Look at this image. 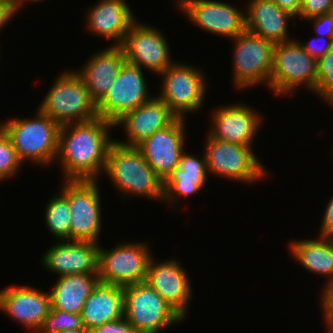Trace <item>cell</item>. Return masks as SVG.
Returning a JSON list of instances; mask_svg holds the SVG:
<instances>
[{"label":"cell","mask_w":333,"mask_h":333,"mask_svg":"<svg viewBox=\"0 0 333 333\" xmlns=\"http://www.w3.org/2000/svg\"><path fill=\"white\" fill-rule=\"evenodd\" d=\"M126 0H98L86 10L85 27L94 36L120 46L131 25L137 20Z\"/></svg>","instance_id":"44dd1931"},{"label":"cell","mask_w":333,"mask_h":333,"mask_svg":"<svg viewBox=\"0 0 333 333\" xmlns=\"http://www.w3.org/2000/svg\"><path fill=\"white\" fill-rule=\"evenodd\" d=\"M328 199L327 206L325 207V212L323 214L321 225H320V235L319 237H330L333 234V196Z\"/></svg>","instance_id":"74e56055"},{"label":"cell","mask_w":333,"mask_h":333,"mask_svg":"<svg viewBox=\"0 0 333 333\" xmlns=\"http://www.w3.org/2000/svg\"><path fill=\"white\" fill-rule=\"evenodd\" d=\"M176 7L194 26L233 39L246 30L245 7L217 0H176ZM243 11V12H242Z\"/></svg>","instance_id":"5bb4252c"},{"label":"cell","mask_w":333,"mask_h":333,"mask_svg":"<svg viewBox=\"0 0 333 333\" xmlns=\"http://www.w3.org/2000/svg\"><path fill=\"white\" fill-rule=\"evenodd\" d=\"M333 0H302L298 19L307 20L329 12Z\"/></svg>","instance_id":"1f68e13d"},{"label":"cell","mask_w":333,"mask_h":333,"mask_svg":"<svg viewBox=\"0 0 333 333\" xmlns=\"http://www.w3.org/2000/svg\"><path fill=\"white\" fill-rule=\"evenodd\" d=\"M98 180H63L59 192L68 200L70 240L100 243L101 193Z\"/></svg>","instance_id":"9c48e42d"},{"label":"cell","mask_w":333,"mask_h":333,"mask_svg":"<svg viewBox=\"0 0 333 333\" xmlns=\"http://www.w3.org/2000/svg\"><path fill=\"white\" fill-rule=\"evenodd\" d=\"M103 175L124 199L138 196L162 202L163 180L137 147L121 145L115 140L109 147Z\"/></svg>","instance_id":"7a4b0ae2"},{"label":"cell","mask_w":333,"mask_h":333,"mask_svg":"<svg viewBox=\"0 0 333 333\" xmlns=\"http://www.w3.org/2000/svg\"><path fill=\"white\" fill-rule=\"evenodd\" d=\"M324 38V39H323ZM323 39V40H321ZM302 48L317 61L323 57L333 46V39L323 36H316L308 40V42H302L296 38ZM321 41V42H320ZM317 42V43H316ZM322 43V44H320Z\"/></svg>","instance_id":"d6a6232c"},{"label":"cell","mask_w":333,"mask_h":333,"mask_svg":"<svg viewBox=\"0 0 333 333\" xmlns=\"http://www.w3.org/2000/svg\"><path fill=\"white\" fill-rule=\"evenodd\" d=\"M189 273L178 258L171 257L159 262L152 257L145 281L172 306L184 319L189 314L193 296Z\"/></svg>","instance_id":"2e32d148"},{"label":"cell","mask_w":333,"mask_h":333,"mask_svg":"<svg viewBox=\"0 0 333 333\" xmlns=\"http://www.w3.org/2000/svg\"><path fill=\"white\" fill-rule=\"evenodd\" d=\"M313 23L314 33L318 36L328 37L333 39V18L329 13L322 14L310 19H307Z\"/></svg>","instance_id":"d590c367"},{"label":"cell","mask_w":333,"mask_h":333,"mask_svg":"<svg viewBox=\"0 0 333 333\" xmlns=\"http://www.w3.org/2000/svg\"><path fill=\"white\" fill-rule=\"evenodd\" d=\"M314 94L333 109V46L317 61V83Z\"/></svg>","instance_id":"f546056e"},{"label":"cell","mask_w":333,"mask_h":333,"mask_svg":"<svg viewBox=\"0 0 333 333\" xmlns=\"http://www.w3.org/2000/svg\"><path fill=\"white\" fill-rule=\"evenodd\" d=\"M205 138L203 153L208 174L247 185L268 178L269 171L252 146L221 141L208 134Z\"/></svg>","instance_id":"5b68a950"},{"label":"cell","mask_w":333,"mask_h":333,"mask_svg":"<svg viewBox=\"0 0 333 333\" xmlns=\"http://www.w3.org/2000/svg\"><path fill=\"white\" fill-rule=\"evenodd\" d=\"M233 43V85L237 90L258 85L269 88L274 43L247 30L231 39Z\"/></svg>","instance_id":"30bf717a"},{"label":"cell","mask_w":333,"mask_h":333,"mask_svg":"<svg viewBox=\"0 0 333 333\" xmlns=\"http://www.w3.org/2000/svg\"><path fill=\"white\" fill-rule=\"evenodd\" d=\"M124 318L139 333H160L184 319L146 281L123 286Z\"/></svg>","instance_id":"ba28073f"},{"label":"cell","mask_w":333,"mask_h":333,"mask_svg":"<svg viewBox=\"0 0 333 333\" xmlns=\"http://www.w3.org/2000/svg\"><path fill=\"white\" fill-rule=\"evenodd\" d=\"M16 14L18 10L15 0H0V31L8 26Z\"/></svg>","instance_id":"8d00e7d4"},{"label":"cell","mask_w":333,"mask_h":333,"mask_svg":"<svg viewBox=\"0 0 333 333\" xmlns=\"http://www.w3.org/2000/svg\"><path fill=\"white\" fill-rule=\"evenodd\" d=\"M51 309L50 293L35 289L30 284L14 285L0 290V312L37 332Z\"/></svg>","instance_id":"d6986e66"},{"label":"cell","mask_w":333,"mask_h":333,"mask_svg":"<svg viewBox=\"0 0 333 333\" xmlns=\"http://www.w3.org/2000/svg\"><path fill=\"white\" fill-rule=\"evenodd\" d=\"M50 293L51 309L81 314L85 300L100 282L98 274H71L56 278Z\"/></svg>","instance_id":"4316f807"},{"label":"cell","mask_w":333,"mask_h":333,"mask_svg":"<svg viewBox=\"0 0 333 333\" xmlns=\"http://www.w3.org/2000/svg\"><path fill=\"white\" fill-rule=\"evenodd\" d=\"M256 111L244 102L217 106L211 112L207 134L221 141L252 146L264 120V116Z\"/></svg>","instance_id":"9a60e30c"},{"label":"cell","mask_w":333,"mask_h":333,"mask_svg":"<svg viewBox=\"0 0 333 333\" xmlns=\"http://www.w3.org/2000/svg\"><path fill=\"white\" fill-rule=\"evenodd\" d=\"M88 59L83 67L74 70L85 84L91 99L98 104L114 83L125 62V54L121 46L110 44L96 53L93 52Z\"/></svg>","instance_id":"603a6c76"},{"label":"cell","mask_w":333,"mask_h":333,"mask_svg":"<svg viewBox=\"0 0 333 333\" xmlns=\"http://www.w3.org/2000/svg\"><path fill=\"white\" fill-rule=\"evenodd\" d=\"M40 1L42 2L43 0H15L18 12H20L21 8L25 7L27 3H32V2L37 3Z\"/></svg>","instance_id":"ab89813d"},{"label":"cell","mask_w":333,"mask_h":333,"mask_svg":"<svg viewBox=\"0 0 333 333\" xmlns=\"http://www.w3.org/2000/svg\"><path fill=\"white\" fill-rule=\"evenodd\" d=\"M58 333H90V331H61V332H58Z\"/></svg>","instance_id":"60d3db41"},{"label":"cell","mask_w":333,"mask_h":333,"mask_svg":"<svg viewBox=\"0 0 333 333\" xmlns=\"http://www.w3.org/2000/svg\"><path fill=\"white\" fill-rule=\"evenodd\" d=\"M194 65L180 61L177 63L175 59L171 66L159 74L162 84L156 96L165 102L178 118H186L188 113L197 114L204 106L208 78L202 68Z\"/></svg>","instance_id":"52a82bcc"},{"label":"cell","mask_w":333,"mask_h":333,"mask_svg":"<svg viewBox=\"0 0 333 333\" xmlns=\"http://www.w3.org/2000/svg\"><path fill=\"white\" fill-rule=\"evenodd\" d=\"M22 164L9 137L0 127V182L18 175Z\"/></svg>","instance_id":"4dcf8cb0"},{"label":"cell","mask_w":333,"mask_h":333,"mask_svg":"<svg viewBox=\"0 0 333 333\" xmlns=\"http://www.w3.org/2000/svg\"><path fill=\"white\" fill-rule=\"evenodd\" d=\"M43 97L38 110L59 126L93 120L97 104L75 70L62 71Z\"/></svg>","instance_id":"277c9868"},{"label":"cell","mask_w":333,"mask_h":333,"mask_svg":"<svg viewBox=\"0 0 333 333\" xmlns=\"http://www.w3.org/2000/svg\"><path fill=\"white\" fill-rule=\"evenodd\" d=\"M280 8L298 19L302 0H273Z\"/></svg>","instance_id":"f35d334b"},{"label":"cell","mask_w":333,"mask_h":333,"mask_svg":"<svg viewBox=\"0 0 333 333\" xmlns=\"http://www.w3.org/2000/svg\"><path fill=\"white\" fill-rule=\"evenodd\" d=\"M139 22L131 25L120 45L125 61L158 76L175 62L171 59L169 42L156 26Z\"/></svg>","instance_id":"4fadbf2b"},{"label":"cell","mask_w":333,"mask_h":333,"mask_svg":"<svg viewBox=\"0 0 333 333\" xmlns=\"http://www.w3.org/2000/svg\"><path fill=\"white\" fill-rule=\"evenodd\" d=\"M328 238L331 240V242L333 244V234L330 237H328Z\"/></svg>","instance_id":"7bdbcfd3"},{"label":"cell","mask_w":333,"mask_h":333,"mask_svg":"<svg viewBox=\"0 0 333 333\" xmlns=\"http://www.w3.org/2000/svg\"><path fill=\"white\" fill-rule=\"evenodd\" d=\"M119 242L111 249L99 246L98 276L101 283L126 286L146 279L154 256L148 242Z\"/></svg>","instance_id":"8fae6325"},{"label":"cell","mask_w":333,"mask_h":333,"mask_svg":"<svg viewBox=\"0 0 333 333\" xmlns=\"http://www.w3.org/2000/svg\"><path fill=\"white\" fill-rule=\"evenodd\" d=\"M100 243L79 240L56 241L43 253L42 267L58 277L71 274H98Z\"/></svg>","instance_id":"ac0fdd59"},{"label":"cell","mask_w":333,"mask_h":333,"mask_svg":"<svg viewBox=\"0 0 333 333\" xmlns=\"http://www.w3.org/2000/svg\"><path fill=\"white\" fill-rule=\"evenodd\" d=\"M206 167L205 154L192 155L185 150L181 154L178 167H176L163 181L164 204L177 208L179 200L196 195L207 183L209 178ZM182 198V199H181Z\"/></svg>","instance_id":"7402d4cb"},{"label":"cell","mask_w":333,"mask_h":333,"mask_svg":"<svg viewBox=\"0 0 333 333\" xmlns=\"http://www.w3.org/2000/svg\"><path fill=\"white\" fill-rule=\"evenodd\" d=\"M185 119L177 117L169 126L156 131L137 146L145 161L163 181L178 167L185 150Z\"/></svg>","instance_id":"e0dca14e"},{"label":"cell","mask_w":333,"mask_h":333,"mask_svg":"<svg viewBox=\"0 0 333 333\" xmlns=\"http://www.w3.org/2000/svg\"><path fill=\"white\" fill-rule=\"evenodd\" d=\"M33 118H10L0 122L19 160L41 167L54 164L58 154L60 126L38 109Z\"/></svg>","instance_id":"3957f363"},{"label":"cell","mask_w":333,"mask_h":333,"mask_svg":"<svg viewBox=\"0 0 333 333\" xmlns=\"http://www.w3.org/2000/svg\"><path fill=\"white\" fill-rule=\"evenodd\" d=\"M115 124L97 117L60 126L58 154L62 180H99L105 169Z\"/></svg>","instance_id":"6da1fadb"},{"label":"cell","mask_w":333,"mask_h":333,"mask_svg":"<svg viewBox=\"0 0 333 333\" xmlns=\"http://www.w3.org/2000/svg\"><path fill=\"white\" fill-rule=\"evenodd\" d=\"M321 291L320 310L323 315V322L326 325L327 332L333 330V281Z\"/></svg>","instance_id":"836d02e7"},{"label":"cell","mask_w":333,"mask_h":333,"mask_svg":"<svg viewBox=\"0 0 333 333\" xmlns=\"http://www.w3.org/2000/svg\"><path fill=\"white\" fill-rule=\"evenodd\" d=\"M80 314L50 309L37 333H58L61 331H84Z\"/></svg>","instance_id":"f1b7e54d"},{"label":"cell","mask_w":333,"mask_h":333,"mask_svg":"<svg viewBox=\"0 0 333 333\" xmlns=\"http://www.w3.org/2000/svg\"><path fill=\"white\" fill-rule=\"evenodd\" d=\"M80 315L86 331L123 318V286L99 282L85 300Z\"/></svg>","instance_id":"d4e9b609"},{"label":"cell","mask_w":333,"mask_h":333,"mask_svg":"<svg viewBox=\"0 0 333 333\" xmlns=\"http://www.w3.org/2000/svg\"><path fill=\"white\" fill-rule=\"evenodd\" d=\"M247 2L244 6L247 31L274 44L295 39L288 35L289 23L292 21L294 25L297 23L294 16L280 8L273 0Z\"/></svg>","instance_id":"cb8c5ba5"},{"label":"cell","mask_w":333,"mask_h":333,"mask_svg":"<svg viewBox=\"0 0 333 333\" xmlns=\"http://www.w3.org/2000/svg\"><path fill=\"white\" fill-rule=\"evenodd\" d=\"M58 193L49 198L45 205V224L56 241L70 240L71 216L68 200Z\"/></svg>","instance_id":"83f0119b"},{"label":"cell","mask_w":333,"mask_h":333,"mask_svg":"<svg viewBox=\"0 0 333 333\" xmlns=\"http://www.w3.org/2000/svg\"><path fill=\"white\" fill-rule=\"evenodd\" d=\"M288 247L304 270L325 278L323 289L333 281V244L328 237L291 240Z\"/></svg>","instance_id":"484cf974"},{"label":"cell","mask_w":333,"mask_h":333,"mask_svg":"<svg viewBox=\"0 0 333 333\" xmlns=\"http://www.w3.org/2000/svg\"><path fill=\"white\" fill-rule=\"evenodd\" d=\"M176 118L169 106L155 95L115 123L116 127L123 128L126 135V141H116L121 145L137 147L156 131L169 126Z\"/></svg>","instance_id":"ffe728a7"},{"label":"cell","mask_w":333,"mask_h":333,"mask_svg":"<svg viewBox=\"0 0 333 333\" xmlns=\"http://www.w3.org/2000/svg\"><path fill=\"white\" fill-rule=\"evenodd\" d=\"M330 16L333 18V4L331 5L329 12Z\"/></svg>","instance_id":"b9f144b4"},{"label":"cell","mask_w":333,"mask_h":333,"mask_svg":"<svg viewBox=\"0 0 333 333\" xmlns=\"http://www.w3.org/2000/svg\"><path fill=\"white\" fill-rule=\"evenodd\" d=\"M143 69L124 62L108 93L97 104L100 118L115 124L126 113L150 101L149 85Z\"/></svg>","instance_id":"7c38bea8"},{"label":"cell","mask_w":333,"mask_h":333,"mask_svg":"<svg viewBox=\"0 0 333 333\" xmlns=\"http://www.w3.org/2000/svg\"><path fill=\"white\" fill-rule=\"evenodd\" d=\"M90 333H139L125 318L105 323L90 330Z\"/></svg>","instance_id":"e575fe53"},{"label":"cell","mask_w":333,"mask_h":333,"mask_svg":"<svg viewBox=\"0 0 333 333\" xmlns=\"http://www.w3.org/2000/svg\"><path fill=\"white\" fill-rule=\"evenodd\" d=\"M317 83V60L311 57L296 39L274 45L269 89L273 95L292 96L304 86L314 94Z\"/></svg>","instance_id":"8992f818"}]
</instances>
